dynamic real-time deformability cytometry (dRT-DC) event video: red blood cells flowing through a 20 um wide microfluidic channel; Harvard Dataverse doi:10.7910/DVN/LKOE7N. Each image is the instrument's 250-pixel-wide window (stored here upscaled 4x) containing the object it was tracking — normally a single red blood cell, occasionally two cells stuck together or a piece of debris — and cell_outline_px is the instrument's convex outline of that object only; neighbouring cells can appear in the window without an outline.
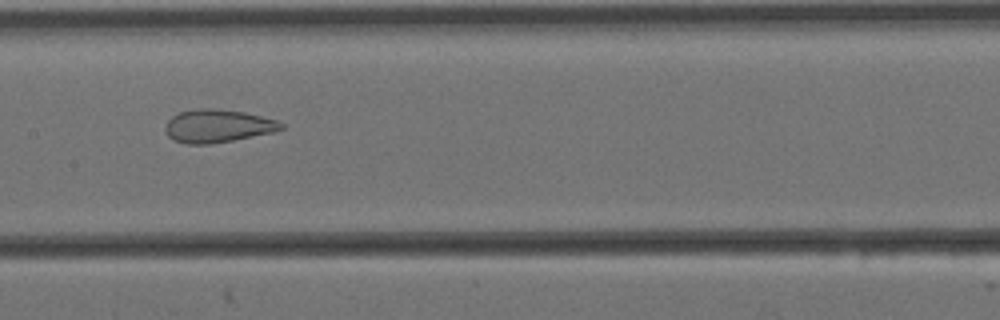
{"species": "Egyptian fruit bat (a non-hibernating species)", "species_latin": "Rousettus aegyptiacus", "temperature_condition": "cold", "stored_images_in_passage": 11, "camera_frame_rate_fps": 3000, "um_per_image_px": 0.085, "animal": {"sex": "female"}, "frame": {"image": 1, "passage_image": 8, "time_ms": 2.333, "image_size_px": [1000, 320], "cell_outline_px": [[284, 128], [272, 132], [212, 144], [188, 144], [172, 140], [168, 136], [164, 128], [168, 120], [172, 116], [180, 112], [196, 108], [212, 108], [244, 112], [276, 120], [284, 124]], "centroid_in_image_um": [18.46, 10.71], "position_along_channel_um": 188.9, "area_um2": 22.2}}
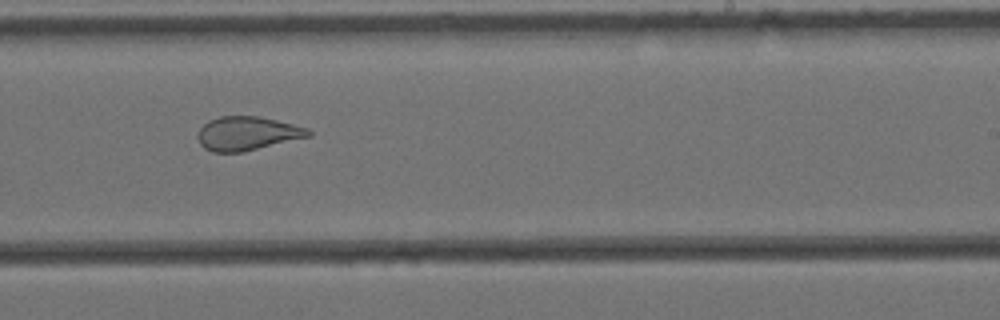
{"frame": {"image": 2, "passage_image": 10, "time_ms": 3.0, "image_size_px": [1000, 320], "cell_outline_px": [[312, 136], [240, 152], [212, 152], [204, 148], [200, 144], [196, 136], [200, 128], [208, 120], [220, 116], [256, 116], [276, 120], [308, 128], [312, 132]], "centroid_in_image_um": [20.99, 11.34], "position_along_channel_um": 268.0, "area_um2": 21.73}}